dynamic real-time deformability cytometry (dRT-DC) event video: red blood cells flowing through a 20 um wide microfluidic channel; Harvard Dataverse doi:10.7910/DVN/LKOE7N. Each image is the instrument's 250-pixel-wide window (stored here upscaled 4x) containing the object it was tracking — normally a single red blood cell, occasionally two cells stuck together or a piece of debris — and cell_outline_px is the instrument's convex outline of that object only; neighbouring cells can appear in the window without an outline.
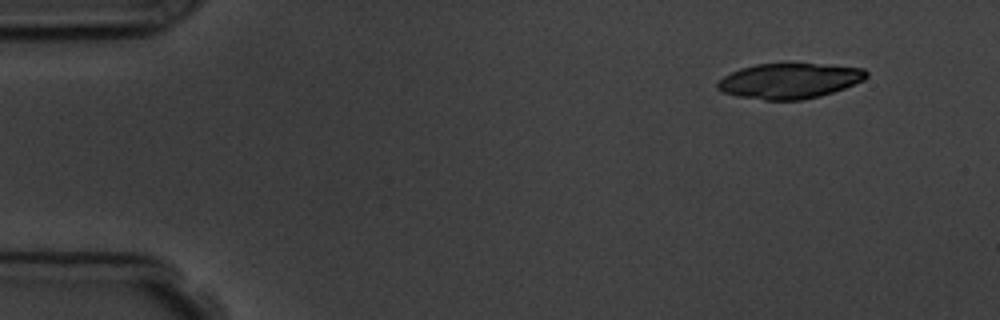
{"species": "common noctule bat (a hibernating species)", "species_latin": "Nyctalus noctula", "temperature_condition": "room temperature", "stored_images_in_passage": 4, "camera_frame_rate_fps": 3000, "um_per_image_px": 0.085, "animal": {"sex": "male", "body_mass_g": 19.5, "forearm_length_mm": 54.6}, "frame": {"image": 1, "passage_image": 1, "time_ms": 0.0, "image_size_px": [1000, 320], "cell_outline_px": [[868, 76], [864, 80], [844, 88], [820, 96], [804, 100], [764, 100], [736, 96], [724, 92], [716, 88], [716, 84], [724, 76], [740, 68], [756, 64], [812, 64], [864, 68], [868, 72]], "centroid_in_image_um": [67.09, 6.88], "position_along_channel_um": 17.9, "area_um2": 30.46}}